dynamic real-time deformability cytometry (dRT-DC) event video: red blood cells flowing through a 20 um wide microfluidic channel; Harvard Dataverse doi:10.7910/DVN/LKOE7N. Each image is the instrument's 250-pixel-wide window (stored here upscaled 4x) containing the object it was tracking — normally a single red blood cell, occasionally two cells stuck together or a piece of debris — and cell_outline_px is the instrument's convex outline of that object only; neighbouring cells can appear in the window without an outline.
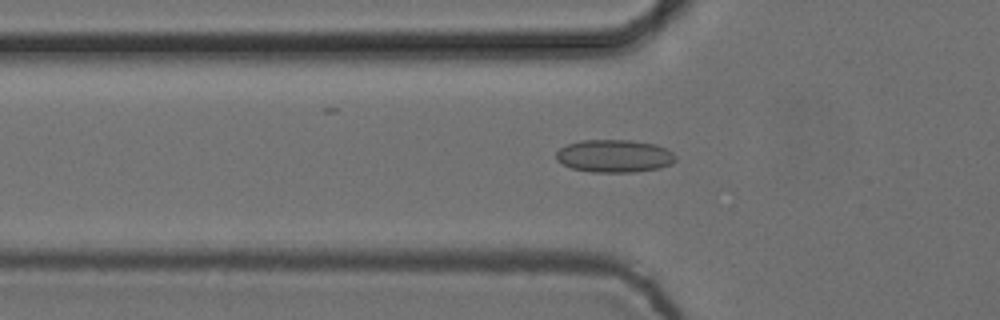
{"species": "common noctule bat (a hibernating species)", "species_latin": "Nyctalus noctula", "temperature_condition": "cold", "stored_images_in_passage": 54, "camera_frame_rate_fps": 3000, "um_per_image_px": 0.085, "animal": {"sex": "female", "body_mass_g": 24.6, "forearm_length_mm": 56.2}, "frame": {"image": 1, "passage_image": 18, "time_ms": 5.667, "image_size_px": [1000, 320], "cell_outline_px": [[676, 160], [672, 164], [660, 168], [636, 172], [592, 172], [572, 168], [556, 160], [556, 152], [560, 148], [568, 144], [580, 140], [632, 140], [656, 144], [672, 152], [676, 156]], "centroid_in_image_um": [52.24, 13.26], "position_along_channel_um": 73.6, "area_um2": 22.89}}
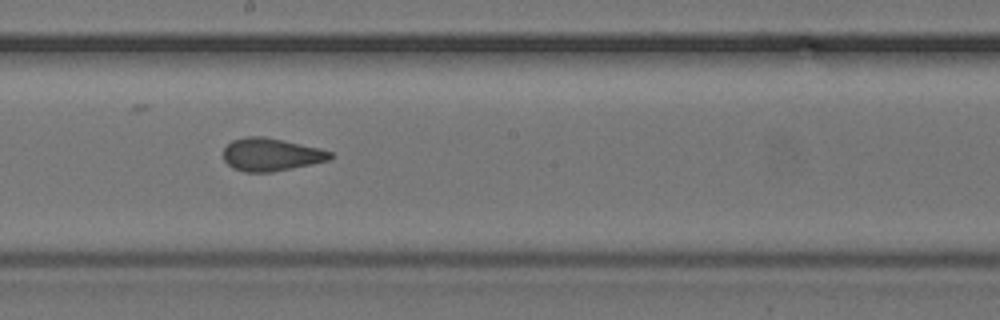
{"frame": {"image": 2, "passage_image": 30, "time_ms": 9.667, "image_size_px": [1000, 320], "cell_outline_px": [[336, 156], [328, 160], [312, 164], [272, 172], [244, 172], [232, 168], [224, 160], [224, 148], [232, 140], [248, 136], [264, 136], [284, 140], [320, 148], [332, 152]], "centroid_in_image_um": [23.06, 13.13], "position_along_channel_um": 225.1, "area_um2": 20.58}}
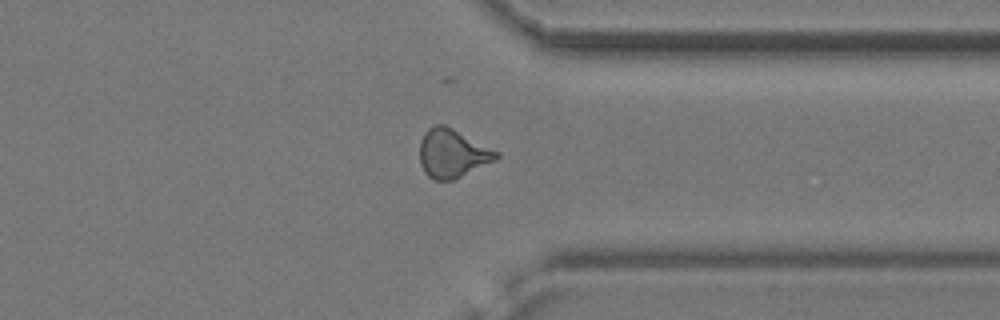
{"frame": {"image": 3, "passage_image": 42, "time_ms": 13.667, "image_size_px": [1000, 320], "cell_outline_px": [[500, 156], [496, 160], [452, 180], [432, 180], [424, 172], [420, 164], [420, 140], [424, 132], [428, 128], [436, 124], [444, 124], [500, 152]], "centroid_in_image_um": [38.44, 13.03], "position_along_channel_um": 373.0, "area_um2": 21.68}, "authors_computed_cell_mechanics": {"area_um2": 20.9236, "velocity_mm_per_s": 3.7656, "shape_relaxation_time_tau1_ms": null, "shape_relaxation_time_tau2_ms": 1.2909, "deformation_change_tau1": null, "deformation_change_tau2": 0.0614}}